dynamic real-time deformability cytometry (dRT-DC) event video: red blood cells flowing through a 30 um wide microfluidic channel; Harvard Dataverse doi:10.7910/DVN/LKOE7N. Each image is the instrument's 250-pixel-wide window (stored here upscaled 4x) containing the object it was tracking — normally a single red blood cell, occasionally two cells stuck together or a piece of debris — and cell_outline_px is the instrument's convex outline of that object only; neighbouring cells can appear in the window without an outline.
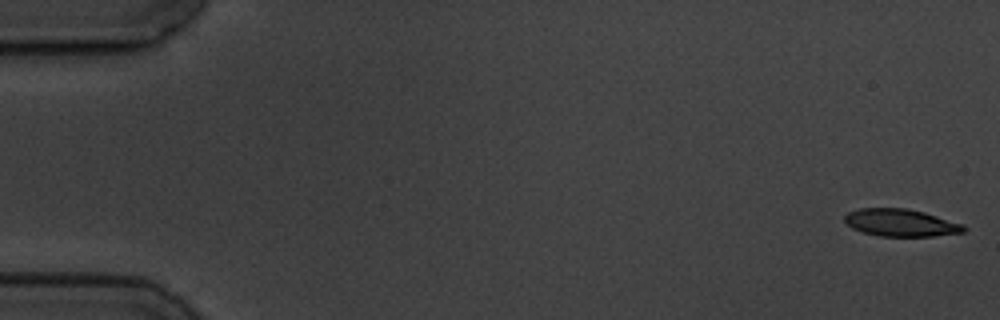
{"species": "common noctule bat (a hibernating species)", "species_latin": "Nyctalus noctula", "temperature_condition": "cold", "stored_images_in_passage": 6, "segment_of_instrument_passage": [1, 2], "camera_frame_rate_fps": 3000, "um_per_image_px": 0.085, "animal": {"sex": "male", "body_mass_g": 19.5, "forearm_length_mm": 54.6}, "frame": {"image": 1, "passage_image": 1, "time_ms": 0.0, "image_size_px": [1000, 320], "cell_outline_px": [[968, 228], [964, 232], [932, 236], [880, 236], [864, 232], [852, 228], [844, 220], [844, 216], [848, 212], [860, 208], [908, 208], [924, 212], [964, 224]], "centroid_in_image_um": [76.59, 18.92], "position_along_channel_um": 8.4, "area_um2": 19.02}}
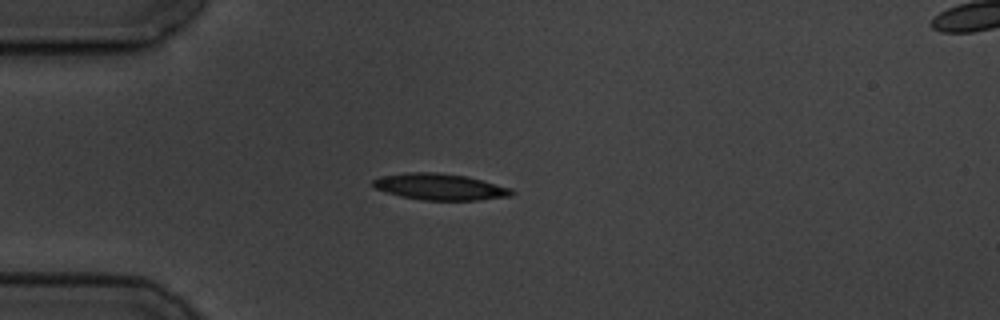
{"frame": {"image": 2, "passage_image": 5, "time_ms": 4.667, "image_size_px": [1000, 320], "cell_outline_px": [[516, 192], [512, 196], [476, 200], [424, 200], [400, 196], [376, 188], [372, 184], [372, 180], [380, 176], [408, 172], [436, 172], [468, 176], [512, 188]], "centroid_in_image_um": [37.43, 15.87], "position_along_channel_um": 47.6, "area_um2": 21.39}}